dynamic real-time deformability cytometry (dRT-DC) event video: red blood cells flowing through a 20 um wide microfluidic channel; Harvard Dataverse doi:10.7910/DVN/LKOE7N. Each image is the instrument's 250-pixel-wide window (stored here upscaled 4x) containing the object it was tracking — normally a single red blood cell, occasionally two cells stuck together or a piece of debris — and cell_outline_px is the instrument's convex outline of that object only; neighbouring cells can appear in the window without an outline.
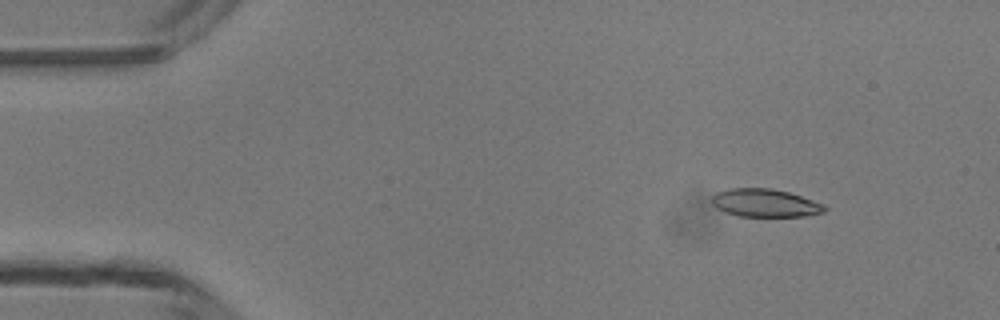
{"species": "common noctule bat (a hibernating species)", "species_latin": "Nyctalus noctula", "temperature_condition": "room temperature", "stored_images_in_passage": 5, "camera_frame_rate_fps": 3000, "um_per_image_px": 0.085, "animal": {"sex": "male", "body_mass_g": 13.3}, "frame": {"image": 1, "passage_image": 2, "time_ms": 1.333, "image_size_px": [1000, 320], "cell_outline_px": [[828, 208], [824, 212], [804, 216], [740, 216], [724, 212], [716, 208], [712, 204], [712, 196], [716, 192], [728, 188], [772, 188], [788, 192], [824, 204]], "centroid_in_image_um": [65.0, 17.25], "position_along_channel_um": 20.0, "area_um2": 18.44}}